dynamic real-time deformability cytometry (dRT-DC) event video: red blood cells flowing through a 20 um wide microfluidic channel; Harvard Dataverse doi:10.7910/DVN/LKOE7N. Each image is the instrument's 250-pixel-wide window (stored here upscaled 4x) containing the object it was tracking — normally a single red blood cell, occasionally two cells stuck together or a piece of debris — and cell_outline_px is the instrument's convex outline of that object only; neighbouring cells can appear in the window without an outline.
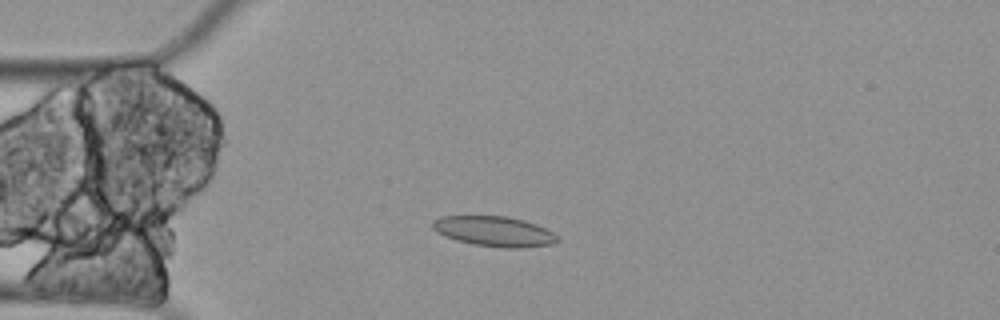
{"species": "Egyptian fruit bat (a non-hibernating species)", "species_latin": "Rousettus aegyptiacus", "temperature_condition": "cold", "stored_images_in_passage": 60, "camera_frame_rate_fps": 3000, "um_per_image_px": 0.085, "animal": {"sex": "female"}, "frame": {"image": 1, "passage_image": 15, "time_ms": 4.667, "image_size_px": [1000, 320], "cell_outline_px": [[560, 240], [552, 244], [516, 248], [504, 248], [472, 244], [456, 240], [436, 232], [432, 228], [432, 220], [440, 216], [508, 216], [524, 220], [536, 224], [552, 232]], "centroid_in_image_um": [41.98, 19.66], "position_along_channel_um": 43.0, "area_um2": 21.91}}
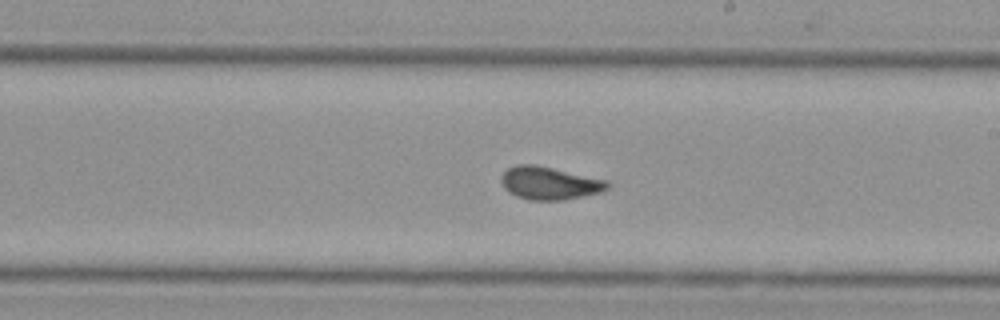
{"frame": {"image": 2, "passage_image": 34, "time_ms": 11.0, "image_size_px": [1000, 320], "cell_outline_px": [[612, 184], [608, 188], [600, 192], [564, 200], [528, 200], [516, 196], [504, 188], [500, 180], [500, 176], [508, 168], [516, 164], [536, 164], [608, 180]], "centroid_in_image_um": [46.7, 15.56], "position_along_channel_um": 242.3, "area_um2": 20.52}}
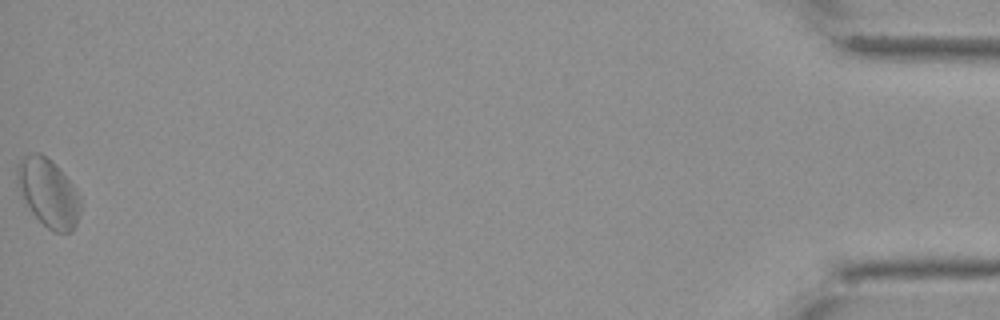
{"frame": {"image": 3, "passage_image": 60, "time_ms": 19.667, "image_size_px": [1000, 320], "cell_outline_px": [[80, 212], [76, 224], [72, 232], [52, 232], [32, 212], [16, 180], [16, 168], [20, 160], [24, 156], [36, 152], [40, 152], [56, 164], [68, 180], [76, 192], [80, 200]], "centroid_in_image_um": [4.11, 16.38], "position_along_channel_um": 431.1, "area_um2": 24.51}, "authors_computed_cell_mechanics": {"area_um2": 20.6635, "velocity_mm_per_s": 3.2961, "shape_relaxation_time_tau1_ms": null, "shape_relaxation_time_tau2_ms": 2.7539, "deformation_change_tau1": null, "deformation_change_tau2": 0.0958}}